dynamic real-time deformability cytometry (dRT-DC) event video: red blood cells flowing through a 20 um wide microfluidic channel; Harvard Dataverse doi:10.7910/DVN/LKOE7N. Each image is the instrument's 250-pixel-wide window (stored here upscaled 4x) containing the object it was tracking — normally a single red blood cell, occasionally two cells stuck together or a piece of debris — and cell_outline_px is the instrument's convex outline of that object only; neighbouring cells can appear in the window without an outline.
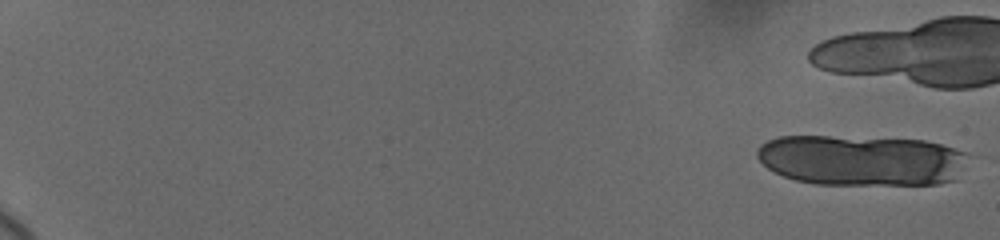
{"species": "human", "species_latin": "Homo sapiens", "temperature_condition": "cold", "stored_images_in_passage": 12, "camera_frame_rate_fps": 3000, "um_per_image_px": 0.085, "donor": {"sex": "female"}, "frame": {"image": 1, "passage_image": 1, "time_ms": 0.0, "image_size_px": [1000, 240], "cell_outline_px": [[976, 156], [956, 180], [940, 184], [816, 184], [796, 180], [784, 176], [768, 168], [756, 156], [756, 148], [760, 144], [768, 140], [780, 136], [828, 136], [924, 140], [940, 144], [968, 152]], "centroid_in_image_um": [73.34, 13.62], "position_along_channel_um": 11.7, "area_um2": 63.29}}